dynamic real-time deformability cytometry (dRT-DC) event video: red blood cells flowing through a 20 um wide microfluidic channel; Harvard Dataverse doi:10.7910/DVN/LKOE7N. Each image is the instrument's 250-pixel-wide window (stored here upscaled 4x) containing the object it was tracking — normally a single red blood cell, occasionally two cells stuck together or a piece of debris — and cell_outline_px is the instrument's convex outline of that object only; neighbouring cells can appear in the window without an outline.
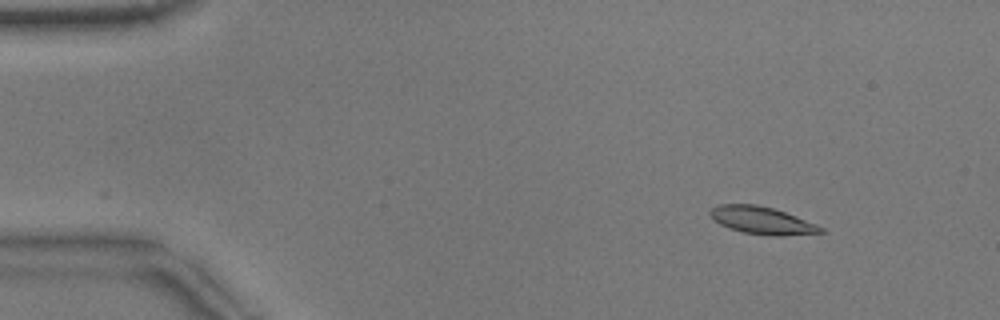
{"species": "common noctule bat (a hibernating species)", "species_latin": "Nyctalus noctula", "temperature_condition": "warm", "stored_images_in_passage": 5, "camera_frame_rate_fps": 3000, "um_per_image_px": 0.085, "animal": {"sex": "male", "body_mass_g": 17.9}, "frame": {"image": 1, "passage_image": 2, "time_ms": 0.333, "image_size_px": [1000, 320], "cell_outline_px": [[824, 232], [780, 236], [772, 236], [744, 232], [728, 228], [720, 224], [708, 212], [716, 204], [756, 204], [772, 208], [796, 216], [816, 224], [824, 228]], "centroid_in_image_um": [64.76, 18.73], "position_along_channel_um": 20.2, "area_um2": 17.51}}